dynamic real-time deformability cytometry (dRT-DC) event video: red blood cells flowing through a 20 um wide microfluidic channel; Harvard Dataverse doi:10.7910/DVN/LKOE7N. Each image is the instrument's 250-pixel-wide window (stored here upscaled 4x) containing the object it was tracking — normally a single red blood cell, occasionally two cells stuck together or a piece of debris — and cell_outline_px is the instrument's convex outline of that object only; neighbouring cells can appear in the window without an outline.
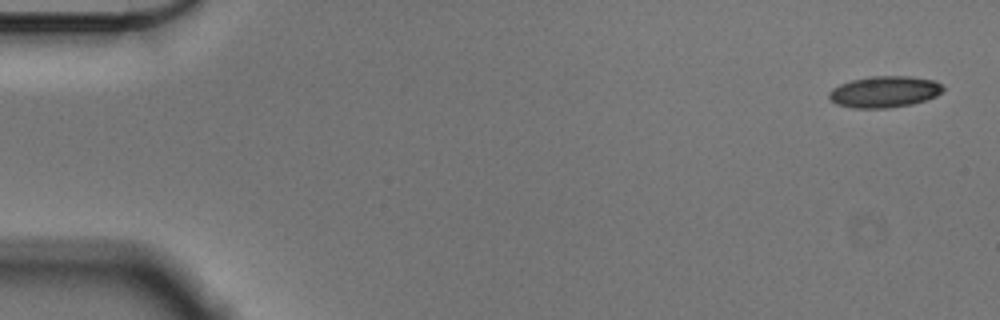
{"species": "Egyptian fruit bat (a non-hibernating species)", "species_latin": "Rousettus aegyptiacus", "temperature_condition": "cold", "stored_images_in_passage": 55, "camera_frame_rate_fps": 3000, "um_per_image_px": 0.085, "animal": {"sex": "male"}, "frame": {"image": 1, "passage_image": 1, "time_ms": 0.0, "image_size_px": [1000, 320], "cell_outline_px": [[944, 88], [936, 96], [912, 104], [888, 108], [852, 108], [836, 104], [828, 96], [828, 92], [832, 88], [840, 84], [852, 80], [872, 76], [912, 76], [936, 80]], "centroid_in_image_um": [75.17, 7.8], "position_along_channel_um": 9.8, "area_um2": 20.87}}
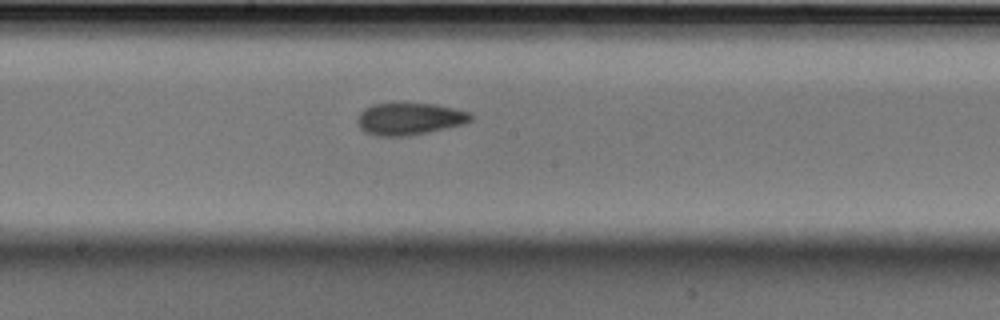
{"frame": {"image": 2, "passage_image": 29, "time_ms": 9.333, "image_size_px": [1000, 320], "cell_outline_px": [[472, 120], [464, 124], [428, 132], [408, 136], [376, 136], [364, 132], [360, 128], [360, 112], [364, 108], [372, 104], [436, 104], [456, 108], [472, 112]], "centroid_in_image_um": [34.86, 10.11], "position_along_channel_um": 213.3, "area_um2": 21.1}}
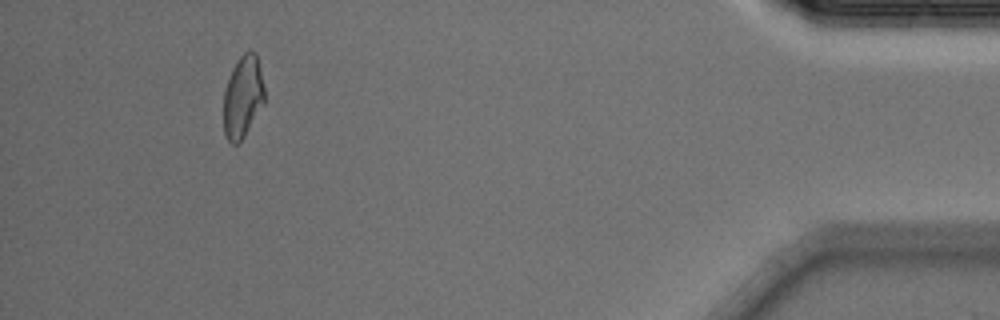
{"frame": {"image": 3, "passage_image": 51, "time_ms": 16.667, "image_size_px": [1000, 320], "cell_outline_px": [[264, 104], [240, 144], [232, 144], [228, 140], [224, 132], [224, 92], [232, 68], [240, 56], [244, 52], [256, 52], [264, 88]], "centroid_in_image_um": [20.64, 8.27], "position_along_channel_um": 414.6, "area_um2": 19.54}, "authors_computed_cell_mechanics": {"area_um2": 20.808, "velocity_mm_per_s": 3.5884, "shape_relaxation_time_tau1_ms": 6.4553, "shape_relaxation_time_tau2_ms": 3.3695, "deformation_change_tau1": 0.1354, "deformation_change_tau2": 0.0893}}